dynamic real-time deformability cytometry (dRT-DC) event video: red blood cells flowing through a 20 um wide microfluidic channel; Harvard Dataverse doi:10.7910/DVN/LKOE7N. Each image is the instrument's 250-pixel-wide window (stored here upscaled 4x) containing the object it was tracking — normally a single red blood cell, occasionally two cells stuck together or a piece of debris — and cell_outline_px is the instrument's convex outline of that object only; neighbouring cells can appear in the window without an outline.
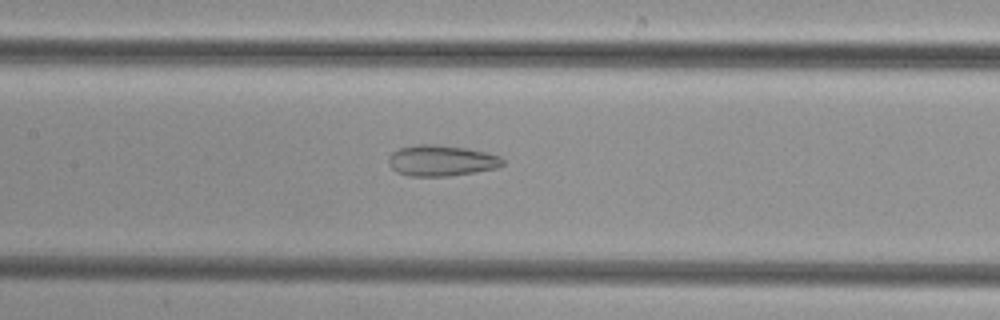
{"species": "common noctule bat (a hibernating species)", "species_latin": "Nyctalus noctula", "temperature_condition": "cold", "stored_images_in_passage": 50, "camera_frame_rate_fps": 3000, "um_per_image_px": 0.085, "animal": {"sex": "female", "body_mass_g": 29.2, "forearm_length_mm": 56.3}, "frame": {"image": 1, "passage_image": 24, "time_ms": 7.667, "image_size_px": [1000, 320], "cell_outline_px": [[504, 164], [496, 168], [448, 176], [408, 176], [396, 172], [388, 164], [388, 156], [392, 152], [400, 148], [416, 144], [436, 144], [468, 148], [488, 152], [500, 156], [504, 160]], "centroid_in_image_um": [37.5, 13.64], "position_along_channel_um": 169.9, "area_um2": 20.75}}
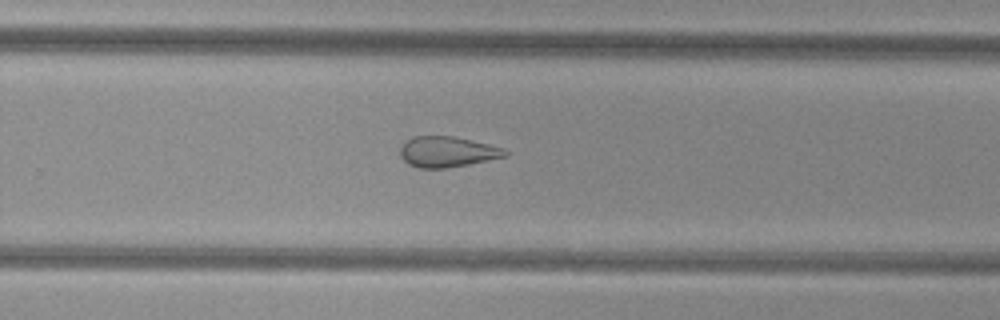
{"frame": {"image": 2, "passage_image": 33, "time_ms": 10.667, "image_size_px": [1000, 320], "cell_outline_px": [[508, 156], [468, 164], [444, 168], [420, 168], [408, 164], [400, 156], [400, 144], [412, 136], [452, 136], [488, 144], [504, 148], [508, 152]], "centroid_in_image_um": [37.98, 12.9], "position_along_channel_um": 291.8, "area_um2": 18.73}}
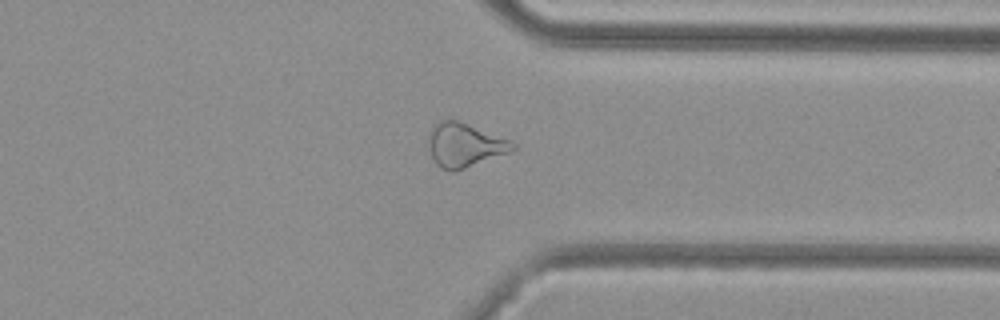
{"frame": {"image": 3, "passage_image": 39, "time_ms": 12.667, "image_size_px": [1000, 320], "cell_outline_px": [[516, 148], [508, 152], [456, 172], [452, 172], [440, 168], [436, 164], [432, 156], [428, 144], [428, 132], [440, 120], [460, 120], [508, 140], [516, 144]], "centroid_in_image_um": [39.45, 12.34], "position_along_channel_um": 372.0, "area_um2": 21.44}}